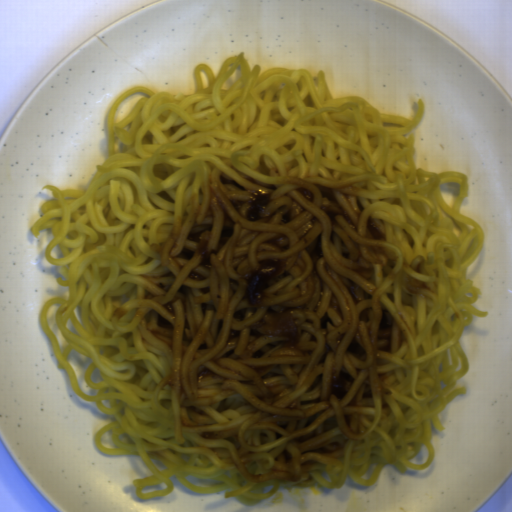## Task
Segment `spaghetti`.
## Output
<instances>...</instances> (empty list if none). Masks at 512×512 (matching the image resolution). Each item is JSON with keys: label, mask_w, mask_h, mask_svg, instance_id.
Returning a JSON list of instances; mask_svg holds the SVG:
<instances>
[{"label": "spaghetti", "mask_w": 512, "mask_h": 512, "mask_svg": "<svg viewBox=\"0 0 512 512\" xmlns=\"http://www.w3.org/2000/svg\"><path fill=\"white\" fill-rule=\"evenodd\" d=\"M195 91L135 87L112 104L108 157L86 188L53 197L30 225L68 297L39 322L79 397L111 414L93 442L139 455L138 498L192 491L251 505L282 487L373 486L383 468L427 469L432 427L470 370L460 344L488 310L468 277L485 237L461 214L468 177L417 167L414 119L361 96H332L322 69L250 67L245 53ZM145 92L118 123L119 103ZM460 184L454 207L439 194ZM269 192L259 221L248 198ZM283 264L258 307L243 276ZM56 319L63 352L46 318ZM290 310L301 337L252 338L265 313ZM92 359L80 389L67 362ZM341 378L342 400L330 393ZM113 429L118 448L100 439ZM423 464H412L421 445ZM222 482L199 487L187 475ZM164 490L144 494L147 485Z\"/></svg>", "instance_id": "c7327b10"}]
</instances>
